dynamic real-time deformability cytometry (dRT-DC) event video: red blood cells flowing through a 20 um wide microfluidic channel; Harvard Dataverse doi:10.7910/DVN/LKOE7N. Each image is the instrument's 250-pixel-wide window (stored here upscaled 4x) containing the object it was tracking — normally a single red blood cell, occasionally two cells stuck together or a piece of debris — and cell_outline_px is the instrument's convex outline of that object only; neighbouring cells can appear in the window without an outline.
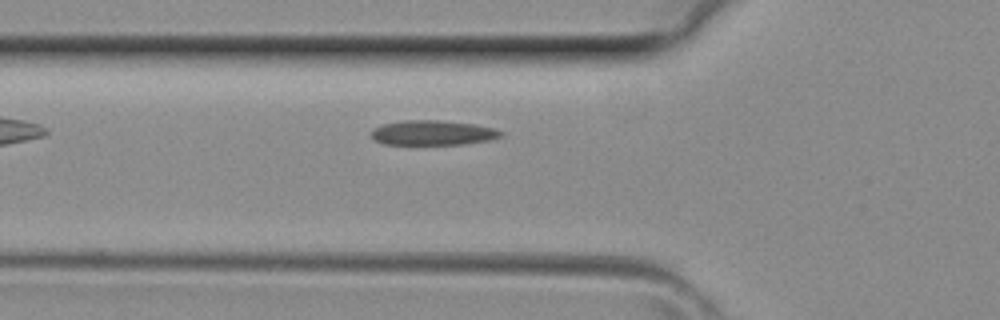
{"species": "common noctule bat (a hibernating species)", "species_latin": "Nyctalus noctula", "temperature_condition": "room temperature", "stored_images_in_passage": 2, "camera_frame_rate_fps": 3000, "um_per_image_px": 0.085, "animal": {"sex": "female", "body_mass_g": 29.2, "forearm_length_mm": 56.3}, "frame": {"image": 1, "passage_image": 2, "time_ms": 0.333, "image_size_px": [1000, 320], "cell_outline_px": [[504, 136], [488, 140], [464, 144], [384, 144], [376, 140], [372, 136], [372, 128], [384, 124], [404, 120], [436, 120], [472, 124], [492, 128], [504, 132]], "centroid_in_image_um": [36.79, 11.29], "position_along_channel_um": 89.0, "area_um2": 18.5}}